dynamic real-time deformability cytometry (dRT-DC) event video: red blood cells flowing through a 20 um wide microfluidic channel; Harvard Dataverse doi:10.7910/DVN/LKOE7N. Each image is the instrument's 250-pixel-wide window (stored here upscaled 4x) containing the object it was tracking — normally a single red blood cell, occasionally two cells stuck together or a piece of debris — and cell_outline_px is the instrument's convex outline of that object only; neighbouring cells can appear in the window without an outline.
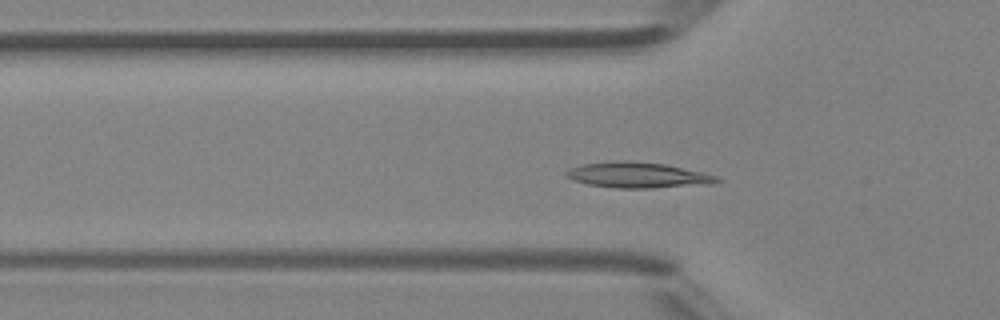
{"species": "Egyptian fruit bat (a non-hibernating species)", "species_latin": "Rousettus aegyptiacus", "temperature_condition": "room temperature", "stored_images_in_passage": 45, "camera_frame_rate_fps": 3000, "um_per_image_px": 0.085, "animal": {"sex": "female"}, "frame": {"image": 1, "passage_image": 13, "time_ms": 4.0, "image_size_px": [1000, 320], "cell_outline_px": [[720, 180], [708, 184], [652, 188], [616, 188], [588, 184], [572, 180], [564, 176], [564, 172], [580, 164], [624, 160], [664, 164], [700, 172], [716, 176]], "centroid_in_image_um": [54.12, 14.88], "position_along_channel_um": 71.7, "area_um2": 22.2}}
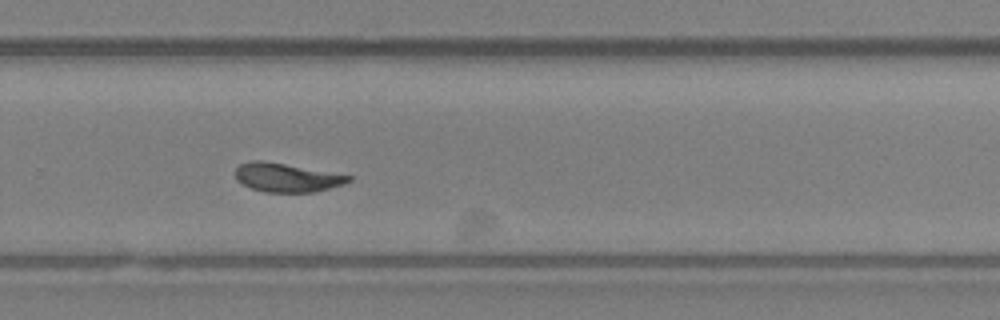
{"frame": {"image": 2, "passage_image": 29, "time_ms": 9.333, "image_size_px": [1000, 320], "cell_outline_px": [[352, 180], [344, 184], [316, 192], [264, 192], [252, 188], [236, 180], [236, 168], [240, 164], [252, 160], [260, 160], [284, 164], [352, 176]], "centroid_in_image_um": [24.37, 15.1], "position_along_channel_um": 305.4, "area_um2": 18.73}}
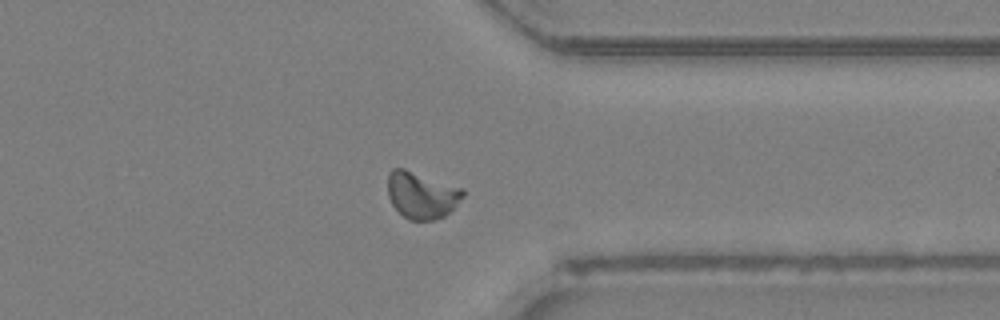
{"frame": {"image": 3, "passage_image": 34, "time_ms": 11.0, "image_size_px": [1000, 320], "cell_outline_px": [[464, 196], [444, 216], [432, 220], [408, 220], [392, 204], [388, 196], [388, 172], [392, 168], [404, 168], [464, 188]], "centroid_in_image_um": [35.83, 16.56], "position_along_channel_um": 375.6, "area_um2": 20.46}, "authors_computed_cell_mechanics": {"area_um2": 19.7676, "velocity_mm_per_s": 4.3859, "shape_relaxation_time_tau1_ms": 6.9958, "shape_relaxation_time_tau2_ms": 1.0623, "deformation_change_tau1": 0.1884, "deformation_change_tau2": 0.0718}}